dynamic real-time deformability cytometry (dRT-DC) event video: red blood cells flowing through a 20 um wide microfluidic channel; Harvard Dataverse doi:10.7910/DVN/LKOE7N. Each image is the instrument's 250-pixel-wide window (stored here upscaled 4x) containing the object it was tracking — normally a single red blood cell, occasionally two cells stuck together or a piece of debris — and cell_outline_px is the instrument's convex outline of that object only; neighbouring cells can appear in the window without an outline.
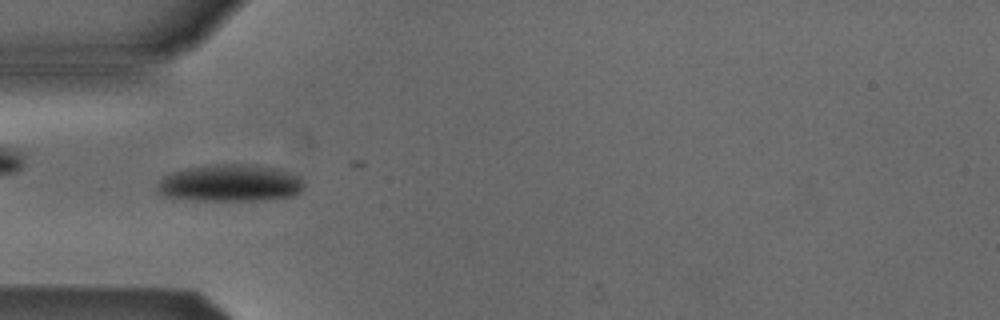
{"species": "Egyptian fruit bat (a non-hibernating species)", "species_latin": "Rousettus aegyptiacus", "temperature_condition": "cold", "stored_images_in_passage": 5, "camera_frame_rate_fps": 3000, "um_per_image_px": 0.085, "animal": {"sex": "male"}, "frame": {"image": 1, "passage_image": 4, "time_ms": 3.333, "image_size_px": [1000, 320], "cell_outline_px": [[304, 184], [300, 192], [292, 196], [264, 200], [192, 200], [164, 196], [156, 192], [156, 188], [160, 180], [164, 176], [172, 172], [188, 168], [216, 164], [240, 164], [276, 168], [300, 176]], "centroid_in_image_um": [19.54, 15.57], "position_along_channel_um": 65.5, "area_um2": 31.62}}